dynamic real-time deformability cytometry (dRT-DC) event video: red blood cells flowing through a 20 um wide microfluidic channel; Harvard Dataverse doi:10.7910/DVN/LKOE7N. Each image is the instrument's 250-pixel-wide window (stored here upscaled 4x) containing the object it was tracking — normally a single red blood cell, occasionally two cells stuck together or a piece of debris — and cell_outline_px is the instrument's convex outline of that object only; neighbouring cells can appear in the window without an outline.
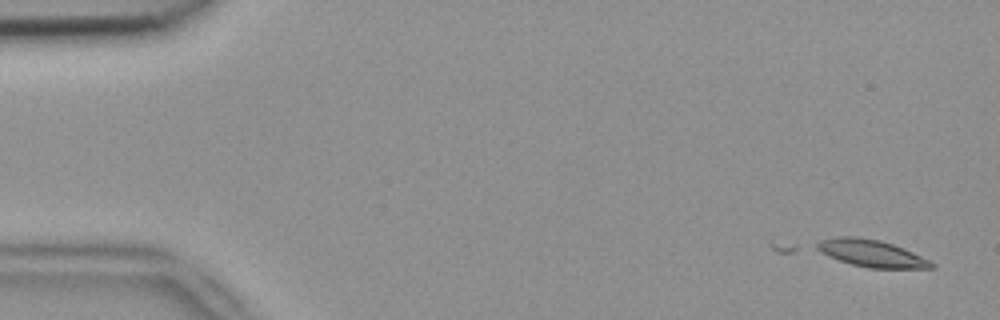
{"species": "common noctule bat (a hibernating species)", "species_latin": "Nyctalus noctula", "temperature_condition": "room temperature", "stored_images_in_passage": 6, "camera_frame_rate_fps": 3000, "um_per_image_px": 0.085, "animal": {"sex": "female", "body_mass_g": 18.4}, "frame": {"image": 1, "passage_image": 1, "time_ms": 0.0, "image_size_px": [1000, 320], "cell_outline_px": [[936, 268], [868, 268], [852, 264], [828, 256], [812, 248], [812, 244], [820, 240], [840, 236], [856, 236], [880, 240], [904, 248], [936, 264]], "centroid_in_image_um": [74.01, 21.52], "position_along_channel_um": 11.0, "area_um2": 18.21}}
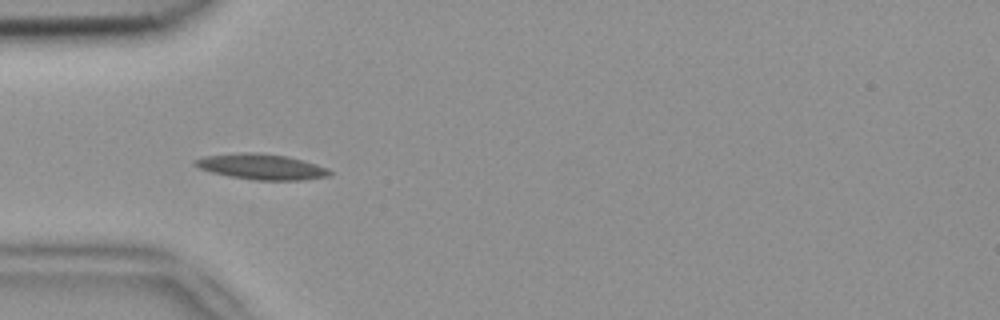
{"frame": {"image": 2, "passage_image": 5, "time_ms": 1.333, "image_size_px": [1000, 320], "cell_outline_px": [[332, 172], [328, 176], [304, 180], [252, 180], [228, 176], [212, 172], [200, 168], [192, 164], [192, 160], [204, 156], [240, 152], [260, 152], [288, 156], [304, 160], [328, 168]], "centroid_in_image_um": [22.21, 14.16], "position_along_channel_um": 62.8, "area_um2": 20.35}}